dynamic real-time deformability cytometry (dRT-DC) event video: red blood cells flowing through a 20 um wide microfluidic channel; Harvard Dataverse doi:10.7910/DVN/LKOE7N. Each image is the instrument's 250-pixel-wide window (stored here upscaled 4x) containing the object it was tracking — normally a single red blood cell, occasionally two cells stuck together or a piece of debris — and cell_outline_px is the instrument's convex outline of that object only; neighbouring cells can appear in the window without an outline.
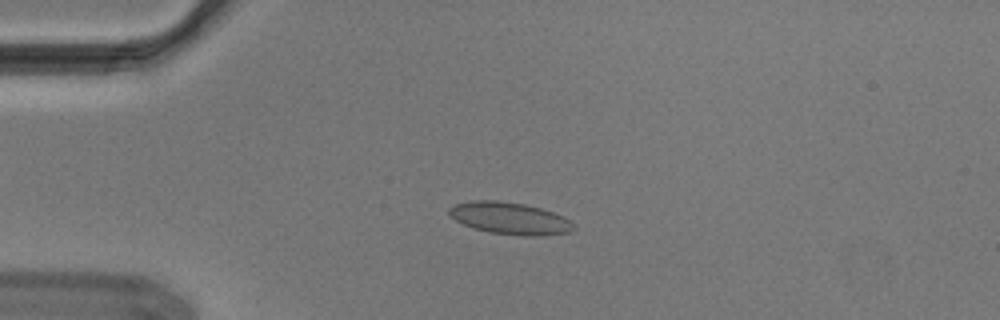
{"species": "Egyptian fruit bat (a non-hibernating species)", "species_latin": "Rousettus aegyptiacus", "temperature_condition": "cold", "stored_images_in_passage": 47, "segment_of_instrument_passage": [1, 2], "camera_frame_rate_fps": 3000, "um_per_image_px": 0.085, "animal": {"sex": "male"}, "frame": {"image": 1, "passage_image": 6, "time_ms": 1.667, "image_size_px": [1000, 320], "cell_outline_px": [[576, 228], [568, 232], [544, 236], [524, 236], [488, 232], [472, 228], [456, 220], [448, 212], [448, 208], [456, 204], [472, 200], [496, 200], [524, 204], [540, 208], [564, 216], [572, 220]], "centroid_in_image_um": [43.37, 18.56], "position_along_channel_um": 41.6, "area_um2": 23.35}}
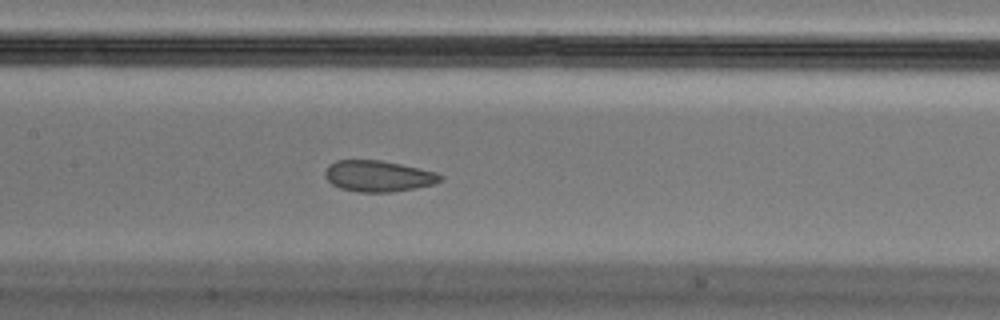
{"frame": {"image": 2, "passage_image": 19, "time_ms": 6.0, "image_size_px": [1000, 320], "cell_outline_px": [[444, 180], [432, 184], [392, 192], [356, 192], [340, 188], [332, 184], [324, 176], [324, 172], [328, 164], [336, 160], [380, 160], [400, 164], [436, 172], [444, 176]], "centroid_in_image_um": [32.12, 14.96], "position_along_channel_um": 175.3, "area_um2": 20.92}}
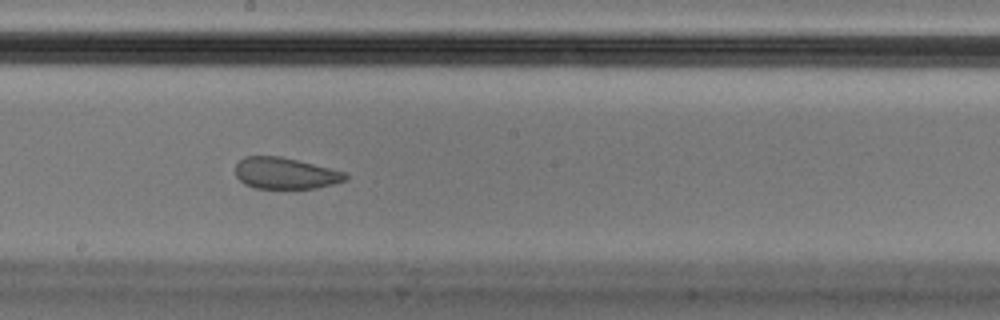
{"frame": {"image": 3, "passage_image": 23, "time_ms": 7.333, "image_size_px": [1000, 320], "cell_outline_px": [[348, 180], [316, 188], [256, 188], [244, 184], [236, 176], [236, 164], [244, 156], [280, 156], [348, 172]], "centroid_in_image_um": [24.28, 14.72], "position_along_channel_um": 223.9, "area_um2": 20.17}}